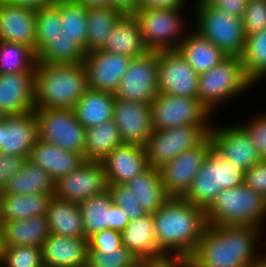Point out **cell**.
<instances>
[{"label": "cell", "mask_w": 266, "mask_h": 267, "mask_svg": "<svg viewBox=\"0 0 266 267\" xmlns=\"http://www.w3.org/2000/svg\"><path fill=\"white\" fill-rule=\"evenodd\" d=\"M262 228L248 225H207L192 254V267H254Z\"/></svg>", "instance_id": "cell-1"}, {"label": "cell", "mask_w": 266, "mask_h": 267, "mask_svg": "<svg viewBox=\"0 0 266 267\" xmlns=\"http://www.w3.org/2000/svg\"><path fill=\"white\" fill-rule=\"evenodd\" d=\"M154 232L162 254L191 257L207 226L205 210L183 197H170L153 213Z\"/></svg>", "instance_id": "cell-2"}, {"label": "cell", "mask_w": 266, "mask_h": 267, "mask_svg": "<svg viewBox=\"0 0 266 267\" xmlns=\"http://www.w3.org/2000/svg\"><path fill=\"white\" fill-rule=\"evenodd\" d=\"M85 66L77 64H36L35 109H73L88 89Z\"/></svg>", "instance_id": "cell-3"}, {"label": "cell", "mask_w": 266, "mask_h": 267, "mask_svg": "<svg viewBox=\"0 0 266 267\" xmlns=\"http://www.w3.org/2000/svg\"><path fill=\"white\" fill-rule=\"evenodd\" d=\"M207 225H248L262 228L266 199L250 187L222 189L205 210ZM263 220V221H262Z\"/></svg>", "instance_id": "cell-4"}, {"label": "cell", "mask_w": 266, "mask_h": 267, "mask_svg": "<svg viewBox=\"0 0 266 267\" xmlns=\"http://www.w3.org/2000/svg\"><path fill=\"white\" fill-rule=\"evenodd\" d=\"M253 85L245 75L241 58L227 57L211 70L199 75L198 99L213 114L218 104L235 98Z\"/></svg>", "instance_id": "cell-5"}, {"label": "cell", "mask_w": 266, "mask_h": 267, "mask_svg": "<svg viewBox=\"0 0 266 267\" xmlns=\"http://www.w3.org/2000/svg\"><path fill=\"white\" fill-rule=\"evenodd\" d=\"M195 31L211 41L228 57H241L247 35L241 18L210 7L204 0H197Z\"/></svg>", "instance_id": "cell-6"}, {"label": "cell", "mask_w": 266, "mask_h": 267, "mask_svg": "<svg viewBox=\"0 0 266 267\" xmlns=\"http://www.w3.org/2000/svg\"><path fill=\"white\" fill-rule=\"evenodd\" d=\"M181 10L183 11L182 7L172 9L138 8L135 11L133 15L140 24L144 42L150 51L178 49L186 37L182 32L185 25L182 21Z\"/></svg>", "instance_id": "cell-7"}, {"label": "cell", "mask_w": 266, "mask_h": 267, "mask_svg": "<svg viewBox=\"0 0 266 267\" xmlns=\"http://www.w3.org/2000/svg\"><path fill=\"white\" fill-rule=\"evenodd\" d=\"M211 125H184L153 131L144 146L150 167L160 168L185 150L199 145Z\"/></svg>", "instance_id": "cell-8"}, {"label": "cell", "mask_w": 266, "mask_h": 267, "mask_svg": "<svg viewBox=\"0 0 266 267\" xmlns=\"http://www.w3.org/2000/svg\"><path fill=\"white\" fill-rule=\"evenodd\" d=\"M34 113L41 140L83 156L86 129L73 109L41 108L35 109Z\"/></svg>", "instance_id": "cell-9"}, {"label": "cell", "mask_w": 266, "mask_h": 267, "mask_svg": "<svg viewBox=\"0 0 266 267\" xmlns=\"http://www.w3.org/2000/svg\"><path fill=\"white\" fill-rule=\"evenodd\" d=\"M150 107L154 131L184 125H210L211 114L199 99L159 93Z\"/></svg>", "instance_id": "cell-10"}, {"label": "cell", "mask_w": 266, "mask_h": 267, "mask_svg": "<svg viewBox=\"0 0 266 267\" xmlns=\"http://www.w3.org/2000/svg\"><path fill=\"white\" fill-rule=\"evenodd\" d=\"M158 51L133 57L115 92L118 99L150 104L158 92Z\"/></svg>", "instance_id": "cell-11"}, {"label": "cell", "mask_w": 266, "mask_h": 267, "mask_svg": "<svg viewBox=\"0 0 266 267\" xmlns=\"http://www.w3.org/2000/svg\"><path fill=\"white\" fill-rule=\"evenodd\" d=\"M212 147L208 135L199 145L185 150L159 168L163 187L170 197H183L188 192Z\"/></svg>", "instance_id": "cell-12"}, {"label": "cell", "mask_w": 266, "mask_h": 267, "mask_svg": "<svg viewBox=\"0 0 266 267\" xmlns=\"http://www.w3.org/2000/svg\"><path fill=\"white\" fill-rule=\"evenodd\" d=\"M107 179L101 161H87L55 181L54 197L80 203L107 191Z\"/></svg>", "instance_id": "cell-13"}, {"label": "cell", "mask_w": 266, "mask_h": 267, "mask_svg": "<svg viewBox=\"0 0 266 267\" xmlns=\"http://www.w3.org/2000/svg\"><path fill=\"white\" fill-rule=\"evenodd\" d=\"M158 92L198 99L199 75L177 50L158 51Z\"/></svg>", "instance_id": "cell-14"}, {"label": "cell", "mask_w": 266, "mask_h": 267, "mask_svg": "<svg viewBox=\"0 0 266 267\" xmlns=\"http://www.w3.org/2000/svg\"><path fill=\"white\" fill-rule=\"evenodd\" d=\"M132 57L101 49L87 52L83 60L88 87L115 94Z\"/></svg>", "instance_id": "cell-15"}, {"label": "cell", "mask_w": 266, "mask_h": 267, "mask_svg": "<svg viewBox=\"0 0 266 267\" xmlns=\"http://www.w3.org/2000/svg\"><path fill=\"white\" fill-rule=\"evenodd\" d=\"M209 136L213 148L244 171L262 160L250 135L241 125L222 126L221 128L211 126Z\"/></svg>", "instance_id": "cell-16"}, {"label": "cell", "mask_w": 266, "mask_h": 267, "mask_svg": "<svg viewBox=\"0 0 266 267\" xmlns=\"http://www.w3.org/2000/svg\"><path fill=\"white\" fill-rule=\"evenodd\" d=\"M150 104L116 98L113 121L124 144L145 146L153 133Z\"/></svg>", "instance_id": "cell-17"}, {"label": "cell", "mask_w": 266, "mask_h": 267, "mask_svg": "<svg viewBox=\"0 0 266 267\" xmlns=\"http://www.w3.org/2000/svg\"><path fill=\"white\" fill-rule=\"evenodd\" d=\"M35 72L0 74V113L21 115L35 110Z\"/></svg>", "instance_id": "cell-18"}, {"label": "cell", "mask_w": 266, "mask_h": 267, "mask_svg": "<svg viewBox=\"0 0 266 267\" xmlns=\"http://www.w3.org/2000/svg\"><path fill=\"white\" fill-rule=\"evenodd\" d=\"M108 184H125L150 166L144 146L122 144L102 161Z\"/></svg>", "instance_id": "cell-19"}, {"label": "cell", "mask_w": 266, "mask_h": 267, "mask_svg": "<svg viewBox=\"0 0 266 267\" xmlns=\"http://www.w3.org/2000/svg\"><path fill=\"white\" fill-rule=\"evenodd\" d=\"M6 131L2 132L0 152L29 158L32 148L39 139L37 118L34 111L5 116Z\"/></svg>", "instance_id": "cell-20"}, {"label": "cell", "mask_w": 266, "mask_h": 267, "mask_svg": "<svg viewBox=\"0 0 266 267\" xmlns=\"http://www.w3.org/2000/svg\"><path fill=\"white\" fill-rule=\"evenodd\" d=\"M36 12L0 1V41L18 43L36 54Z\"/></svg>", "instance_id": "cell-21"}, {"label": "cell", "mask_w": 266, "mask_h": 267, "mask_svg": "<svg viewBox=\"0 0 266 267\" xmlns=\"http://www.w3.org/2000/svg\"><path fill=\"white\" fill-rule=\"evenodd\" d=\"M88 239L50 233L42 245L44 267H86Z\"/></svg>", "instance_id": "cell-22"}, {"label": "cell", "mask_w": 266, "mask_h": 267, "mask_svg": "<svg viewBox=\"0 0 266 267\" xmlns=\"http://www.w3.org/2000/svg\"><path fill=\"white\" fill-rule=\"evenodd\" d=\"M28 160L41 166L54 181H57L77 169L85 159L74 151H67L39 138L32 148Z\"/></svg>", "instance_id": "cell-23"}, {"label": "cell", "mask_w": 266, "mask_h": 267, "mask_svg": "<svg viewBox=\"0 0 266 267\" xmlns=\"http://www.w3.org/2000/svg\"><path fill=\"white\" fill-rule=\"evenodd\" d=\"M104 46L101 48L115 54L139 57L150 50L146 46L141 27L134 15H123L111 30Z\"/></svg>", "instance_id": "cell-24"}, {"label": "cell", "mask_w": 266, "mask_h": 267, "mask_svg": "<svg viewBox=\"0 0 266 267\" xmlns=\"http://www.w3.org/2000/svg\"><path fill=\"white\" fill-rule=\"evenodd\" d=\"M122 245L139 260L162 255L154 232L153 214L145 213L131 220L121 232Z\"/></svg>", "instance_id": "cell-25"}, {"label": "cell", "mask_w": 266, "mask_h": 267, "mask_svg": "<svg viewBox=\"0 0 266 267\" xmlns=\"http://www.w3.org/2000/svg\"><path fill=\"white\" fill-rule=\"evenodd\" d=\"M186 35L177 51L198 75L211 70L228 57L197 31Z\"/></svg>", "instance_id": "cell-26"}, {"label": "cell", "mask_w": 266, "mask_h": 267, "mask_svg": "<svg viewBox=\"0 0 266 267\" xmlns=\"http://www.w3.org/2000/svg\"><path fill=\"white\" fill-rule=\"evenodd\" d=\"M116 96L88 88L73 107L77 120L85 129L113 119Z\"/></svg>", "instance_id": "cell-27"}, {"label": "cell", "mask_w": 266, "mask_h": 267, "mask_svg": "<svg viewBox=\"0 0 266 267\" xmlns=\"http://www.w3.org/2000/svg\"><path fill=\"white\" fill-rule=\"evenodd\" d=\"M5 246L32 245L42 248L50 235L47 215L2 221Z\"/></svg>", "instance_id": "cell-28"}, {"label": "cell", "mask_w": 266, "mask_h": 267, "mask_svg": "<svg viewBox=\"0 0 266 267\" xmlns=\"http://www.w3.org/2000/svg\"><path fill=\"white\" fill-rule=\"evenodd\" d=\"M221 190L222 187H218L217 151L212 147L183 198L206 210Z\"/></svg>", "instance_id": "cell-29"}, {"label": "cell", "mask_w": 266, "mask_h": 267, "mask_svg": "<svg viewBox=\"0 0 266 267\" xmlns=\"http://www.w3.org/2000/svg\"><path fill=\"white\" fill-rule=\"evenodd\" d=\"M46 215L50 233L59 236L86 238L78 203L63 201L53 196Z\"/></svg>", "instance_id": "cell-30"}, {"label": "cell", "mask_w": 266, "mask_h": 267, "mask_svg": "<svg viewBox=\"0 0 266 267\" xmlns=\"http://www.w3.org/2000/svg\"><path fill=\"white\" fill-rule=\"evenodd\" d=\"M125 184L146 213H155L170 198L163 187L159 168L149 167Z\"/></svg>", "instance_id": "cell-31"}, {"label": "cell", "mask_w": 266, "mask_h": 267, "mask_svg": "<svg viewBox=\"0 0 266 267\" xmlns=\"http://www.w3.org/2000/svg\"><path fill=\"white\" fill-rule=\"evenodd\" d=\"M54 194L30 193L26 195L7 194L2 191V221L23 220L36 215L47 214Z\"/></svg>", "instance_id": "cell-32"}, {"label": "cell", "mask_w": 266, "mask_h": 267, "mask_svg": "<svg viewBox=\"0 0 266 267\" xmlns=\"http://www.w3.org/2000/svg\"><path fill=\"white\" fill-rule=\"evenodd\" d=\"M55 181L39 165L26 159L22 168L17 172L3 190L13 195H26L30 193L54 194Z\"/></svg>", "instance_id": "cell-33"}, {"label": "cell", "mask_w": 266, "mask_h": 267, "mask_svg": "<svg viewBox=\"0 0 266 267\" xmlns=\"http://www.w3.org/2000/svg\"><path fill=\"white\" fill-rule=\"evenodd\" d=\"M123 144L113 119L86 129L83 158L103 161L116 147Z\"/></svg>", "instance_id": "cell-34"}, {"label": "cell", "mask_w": 266, "mask_h": 267, "mask_svg": "<svg viewBox=\"0 0 266 267\" xmlns=\"http://www.w3.org/2000/svg\"><path fill=\"white\" fill-rule=\"evenodd\" d=\"M112 205L108 190L79 203L87 239L96 232L112 229Z\"/></svg>", "instance_id": "cell-35"}, {"label": "cell", "mask_w": 266, "mask_h": 267, "mask_svg": "<svg viewBox=\"0 0 266 267\" xmlns=\"http://www.w3.org/2000/svg\"><path fill=\"white\" fill-rule=\"evenodd\" d=\"M123 14L112 8L87 9V47L86 53L101 49L111 30Z\"/></svg>", "instance_id": "cell-36"}, {"label": "cell", "mask_w": 266, "mask_h": 267, "mask_svg": "<svg viewBox=\"0 0 266 267\" xmlns=\"http://www.w3.org/2000/svg\"><path fill=\"white\" fill-rule=\"evenodd\" d=\"M240 58L245 75L254 85L266 77V29L247 35Z\"/></svg>", "instance_id": "cell-37"}, {"label": "cell", "mask_w": 266, "mask_h": 267, "mask_svg": "<svg viewBox=\"0 0 266 267\" xmlns=\"http://www.w3.org/2000/svg\"><path fill=\"white\" fill-rule=\"evenodd\" d=\"M62 33L85 52L87 47V8L73 0H60Z\"/></svg>", "instance_id": "cell-38"}, {"label": "cell", "mask_w": 266, "mask_h": 267, "mask_svg": "<svg viewBox=\"0 0 266 267\" xmlns=\"http://www.w3.org/2000/svg\"><path fill=\"white\" fill-rule=\"evenodd\" d=\"M37 55L29 47L0 41V74L35 72Z\"/></svg>", "instance_id": "cell-39"}, {"label": "cell", "mask_w": 266, "mask_h": 267, "mask_svg": "<svg viewBox=\"0 0 266 267\" xmlns=\"http://www.w3.org/2000/svg\"><path fill=\"white\" fill-rule=\"evenodd\" d=\"M86 52L72 38L60 33L38 56L37 62L45 64L82 63Z\"/></svg>", "instance_id": "cell-40"}, {"label": "cell", "mask_w": 266, "mask_h": 267, "mask_svg": "<svg viewBox=\"0 0 266 267\" xmlns=\"http://www.w3.org/2000/svg\"><path fill=\"white\" fill-rule=\"evenodd\" d=\"M60 0L50 7L36 12L35 39L36 55L38 56L60 33H62Z\"/></svg>", "instance_id": "cell-41"}, {"label": "cell", "mask_w": 266, "mask_h": 267, "mask_svg": "<svg viewBox=\"0 0 266 267\" xmlns=\"http://www.w3.org/2000/svg\"><path fill=\"white\" fill-rule=\"evenodd\" d=\"M140 260L121 245L117 249H88L86 267H139Z\"/></svg>", "instance_id": "cell-42"}, {"label": "cell", "mask_w": 266, "mask_h": 267, "mask_svg": "<svg viewBox=\"0 0 266 267\" xmlns=\"http://www.w3.org/2000/svg\"><path fill=\"white\" fill-rule=\"evenodd\" d=\"M1 267H44L42 248L32 245L6 246Z\"/></svg>", "instance_id": "cell-43"}, {"label": "cell", "mask_w": 266, "mask_h": 267, "mask_svg": "<svg viewBox=\"0 0 266 267\" xmlns=\"http://www.w3.org/2000/svg\"><path fill=\"white\" fill-rule=\"evenodd\" d=\"M107 190L113 204L125 210L130 221L146 213L134 196L132 189L126 184H108Z\"/></svg>", "instance_id": "cell-44"}, {"label": "cell", "mask_w": 266, "mask_h": 267, "mask_svg": "<svg viewBox=\"0 0 266 267\" xmlns=\"http://www.w3.org/2000/svg\"><path fill=\"white\" fill-rule=\"evenodd\" d=\"M242 21L246 35L266 29V0H248Z\"/></svg>", "instance_id": "cell-45"}, {"label": "cell", "mask_w": 266, "mask_h": 267, "mask_svg": "<svg viewBox=\"0 0 266 267\" xmlns=\"http://www.w3.org/2000/svg\"><path fill=\"white\" fill-rule=\"evenodd\" d=\"M245 171L229 162L219 152H217V176L218 187L229 189L244 184Z\"/></svg>", "instance_id": "cell-46"}, {"label": "cell", "mask_w": 266, "mask_h": 267, "mask_svg": "<svg viewBox=\"0 0 266 267\" xmlns=\"http://www.w3.org/2000/svg\"><path fill=\"white\" fill-rule=\"evenodd\" d=\"M258 116V117H257ZM248 123L240 124L250 135L261 159L266 160V114L257 115Z\"/></svg>", "instance_id": "cell-47"}, {"label": "cell", "mask_w": 266, "mask_h": 267, "mask_svg": "<svg viewBox=\"0 0 266 267\" xmlns=\"http://www.w3.org/2000/svg\"><path fill=\"white\" fill-rule=\"evenodd\" d=\"M244 184L266 199V160L262 159L245 171Z\"/></svg>", "instance_id": "cell-48"}, {"label": "cell", "mask_w": 266, "mask_h": 267, "mask_svg": "<svg viewBox=\"0 0 266 267\" xmlns=\"http://www.w3.org/2000/svg\"><path fill=\"white\" fill-rule=\"evenodd\" d=\"M122 245L121 232L106 229L88 238V249H117Z\"/></svg>", "instance_id": "cell-49"}, {"label": "cell", "mask_w": 266, "mask_h": 267, "mask_svg": "<svg viewBox=\"0 0 266 267\" xmlns=\"http://www.w3.org/2000/svg\"><path fill=\"white\" fill-rule=\"evenodd\" d=\"M26 158L0 152V189L3 191L12 177L20 171Z\"/></svg>", "instance_id": "cell-50"}, {"label": "cell", "mask_w": 266, "mask_h": 267, "mask_svg": "<svg viewBox=\"0 0 266 267\" xmlns=\"http://www.w3.org/2000/svg\"><path fill=\"white\" fill-rule=\"evenodd\" d=\"M139 267H192L191 258L180 254H162L140 260Z\"/></svg>", "instance_id": "cell-51"}, {"label": "cell", "mask_w": 266, "mask_h": 267, "mask_svg": "<svg viewBox=\"0 0 266 267\" xmlns=\"http://www.w3.org/2000/svg\"><path fill=\"white\" fill-rule=\"evenodd\" d=\"M210 7L243 18L248 0H204Z\"/></svg>", "instance_id": "cell-52"}, {"label": "cell", "mask_w": 266, "mask_h": 267, "mask_svg": "<svg viewBox=\"0 0 266 267\" xmlns=\"http://www.w3.org/2000/svg\"><path fill=\"white\" fill-rule=\"evenodd\" d=\"M186 0H139L138 8L149 9H172L183 7Z\"/></svg>", "instance_id": "cell-53"}, {"label": "cell", "mask_w": 266, "mask_h": 267, "mask_svg": "<svg viewBox=\"0 0 266 267\" xmlns=\"http://www.w3.org/2000/svg\"><path fill=\"white\" fill-rule=\"evenodd\" d=\"M0 1L18 5L19 7H22L24 9L37 12L45 7L52 6L56 0H0Z\"/></svg>", "instance_id": "cell-54"}, {"label": "cell", "mask_w": 266, "mask_h": 267, "mask_svg": "<svg viewBox=\"0 0 266 267\" xmlns=\"http://www.w3.org/2000/svg\"><path fill=\"white\" fill-rule=\"evenodd\" d=\"M129 222L130 220L125 210L113 204L112 205V230L122 232Z\"/></svg>", "instance_id": "cell-55"}, {"label": "cell", "mask_w": 266, "mask_h": 267, "mask_svg": "<svg viewBox=\"0 0 266 267\" xmlns=\"http://www.w3.org/2000/svg\"><path fill=\"white\" fill-rule=\"evenodd\" d=\"M138 5L139 0H110V7L120 11L123 15H133Z\"/></svg>", "instance_id": "cell-56"}, {"label": "cell", "mask_w": 266, "mask_h": 267, "mask_svg": "<svg viewBox=\"0 0 266 267\" xmlns=\"http://www.w3.org/2000/svg\"><path fill=\"white\" fill-rule=\"evenodd\" d=\"M88 8H109L110 0H73Z\"/></svg>", "instance_id": "cell-57"}, {"label": "cell", "mask_w": 266, "mask_h": 267, "mask_svg": "<svg viewBox=\"0 0 266 267\" xmlns=\"http://www.w3.org/2000/svg\"><path fill=\"white\" fill-rule=\"evenodd\" d=\"M5 242H4V232H3V224L2 220L0 219V260H2L5 252Z\"/></svg>", "instance_id": "cell-58"}, {"label": "cell", "mask_w": 266, "mask_h": 267, "mask_svg": "<svg viewBox=\"0 0 266 267\" xmlns=\"http://www.w3.org/2000/svg\"><path fill=\"white\" fill-rule=\"evenodd\" d=\"M6 128H5V116L0 120V141H1V137H2V132H5Z\"/></svg>", "instance_id": "cell-59"}, {"label": "cell", "mask_w": 266, "mask_h": 267, "mask_svg": "<svg viewBox=\"0 0 266 267\" xmlns=\"http://www.w3.org/2000/svg\"><path fill=\"white\" fill-rule=\"evenodd\" d=\"M254 267H266V260L260 257L258 262L256 263V265Z\"/></svg>", "instance_id": "cell-60"}, {"label": "cell", "mask_w": 266, "mask_h": 267, "mask_svg": "<svg viewBox=\"0 0 266 267\" xmlns=\"http://www.w3.org/2000/svg\"><path fill=\"white\" fill-rule=\"evenodd\" d=\"M1 204H2V190L0 189V216H1Z\"/></svg>", "instance_id": "cell-61"}, {"label": "cell", "mask_w": 266, "mask_h": 267, "mask_svg": "<svg viewBox=\"0 0 266 267\" xmlns=\"http://www.w3.org/2000/svg\"><path fill=\"white\" fill-rule=\"evenodd\" d=\"M4 116L0 113V120L3 118Z\"/></svg>", "instance_id": "cell-62"}]
</instances>
